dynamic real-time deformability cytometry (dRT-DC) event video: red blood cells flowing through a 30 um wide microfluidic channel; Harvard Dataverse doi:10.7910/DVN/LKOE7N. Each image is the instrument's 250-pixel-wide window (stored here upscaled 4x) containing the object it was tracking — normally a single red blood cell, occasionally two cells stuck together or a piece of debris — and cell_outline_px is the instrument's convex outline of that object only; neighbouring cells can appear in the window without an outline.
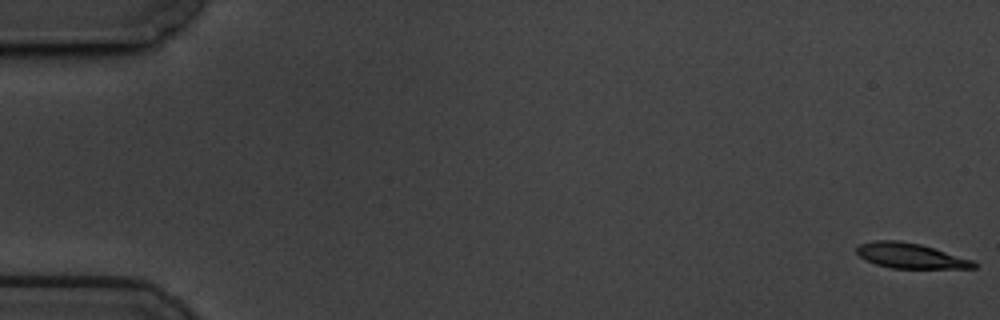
{"species": "common noctule bat (a hibernating species)", "species_latin": "Nyctalus noctula", "temperature_condition": "cold", "stored_images_in_passage": 59, "camera_frame_rate_fps": 3000, "um_per_image_px": 0.085, "animal": {"sex": "male", "body_mass_g": 19.5, "forearm_length_mm": 54.6}, "frame": {"image": 1, "passage_image": 1, "time_ms": 0.0, "image_size_px": [1000, 320], "cell_outline_px": [[976, 268], [892, 268], [876, 264], [864, 260], [856, 252], [856, 248], [860, 244], [872, 240], [900, 240], [920, 244], [972, 260], [976, 264]], "centroid_in_image_um": [77.33, 21.73], "position_along_channel_um": 7.7, "area_um2": 17.05}}
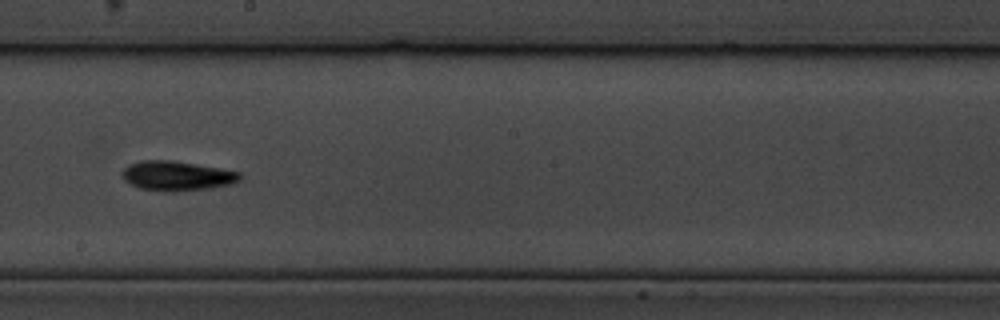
{"frame": {"image": 2, "passage_image": 34, "time_ms": 11.0, "image_size_px": [1000, 320], "cell_outline_px": [[240, 180], [232, 184], [212, 188], [176, 192], [164, 192], [140, 188], [124, 180], [120, 176], [120, 172], [128, 164], [140, 160], [172, 160], [196, 164], [240, 172]], "centroid_in_image_um": [14.99, 14.95], "position_along_channel_um": 233.2, "area_um2": 20.58}}
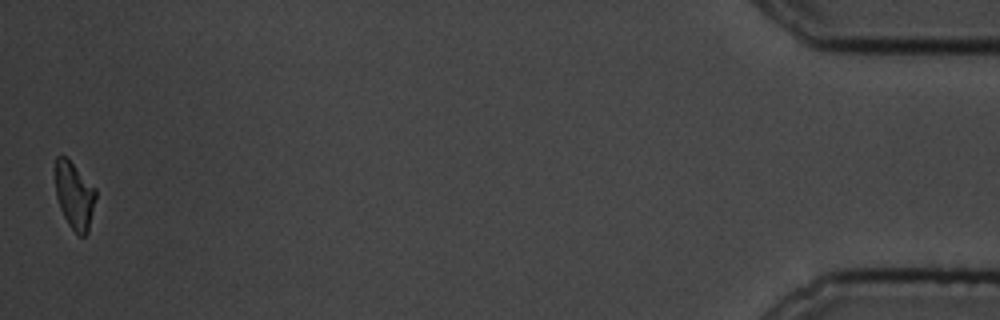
{"frame": {"image": 3, "passage_image": 59, "time_ms": 19.333, "image_size_px": [1000, 320], "cell_outline_px": [[96, 196], [88, 232], [84, 236], [80, 236], [68, 224], [60, 208], [56, 196], [56, 156], [64, 156], [96, 188]], "centroid_in_image_um": [6.34, 16.65], "position_along_channel_um": 428.9, "area_um2": 15.43}, "authors_computed_cell_mechanics": {"area_um2": 18.0336, "velocity_mm_per_s": 3.402, "shape_relaxation_time_tau1_ms": 4.5497, "shape_relaxation_time_tau2_ms": null, "deformation_change_tau1": 0.1388, "deformation_change_tau2": null}}